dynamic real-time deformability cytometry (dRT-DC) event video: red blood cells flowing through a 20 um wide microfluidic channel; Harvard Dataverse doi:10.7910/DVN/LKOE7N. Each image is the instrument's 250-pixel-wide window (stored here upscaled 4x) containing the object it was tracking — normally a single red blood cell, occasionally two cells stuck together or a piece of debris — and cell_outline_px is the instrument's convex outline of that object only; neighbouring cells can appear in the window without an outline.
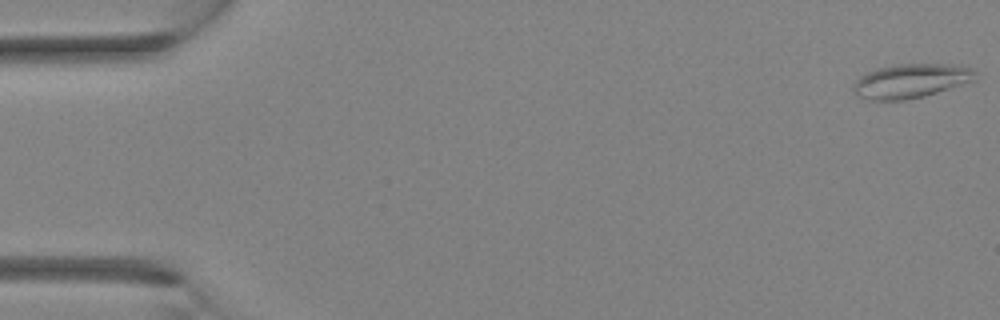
{"species": "Egyptian fruit bat (a non-hibernating species)", "species_latin": "Rousettus aegyptiacus", "temperature_condition": "room temperature", "stored_images_in_passage": 4, "camera_frame_rate_fps": 3000, "um_per_image_px": 0.085, "animal": {"sex": "female"}, "frame": {"image": 1, "passage_image": 1, "time_ms": 0.0, "image_size_px": [1000, 320], "cell_outline_px": [[976, 80], [964, 84], [924, 96], [904, 100], [872, 100], [856, 96], [852, 88], [852, 84], [860, 76], [868, 72], [880, 68], [896, 64], [960, 64], [972, 68], [976, 72]], "centroid_in_image_um": [77.45, 6.87], "position_along_channel_um": 7.6, "area_um2": 24.45}}